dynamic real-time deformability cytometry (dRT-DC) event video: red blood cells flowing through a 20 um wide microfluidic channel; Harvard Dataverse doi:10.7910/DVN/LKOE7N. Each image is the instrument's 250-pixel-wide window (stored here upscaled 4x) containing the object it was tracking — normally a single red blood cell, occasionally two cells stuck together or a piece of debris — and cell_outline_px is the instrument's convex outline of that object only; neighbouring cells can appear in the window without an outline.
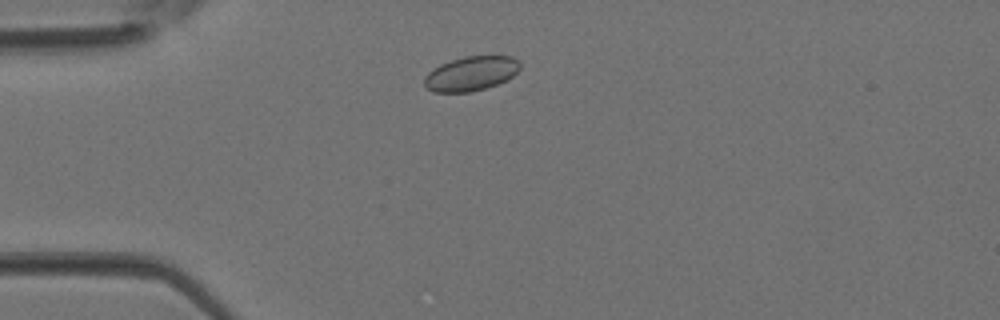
{"species": "Egyptian fruit bat (a non-hibernating species)", "species_latin": "Rousettus aegyptiacus", "temperature_condition": "room temperature", "stored_images_in_passage": 2, "camera_frame_rate_fps": 3000, "um_per_image_px": 0.085, "animal": {"sex": "female"}, "frame": {"image": 1, "passage_image": 2, "time_ms": 0.333, "image_size_px": [1000, 320], "cell_outline_px": [[520, 68], [508, 80], [484, 88], [468, 92], [432, 92], [424, 84], [424, 76], [432, 68], [440, 64], [464, 56], [512, 56], [520, 64]], "centroid_in_image_um": [40.01, 6.25], "position_along_channel_um": 45.0, "area_um2": 19.13}}